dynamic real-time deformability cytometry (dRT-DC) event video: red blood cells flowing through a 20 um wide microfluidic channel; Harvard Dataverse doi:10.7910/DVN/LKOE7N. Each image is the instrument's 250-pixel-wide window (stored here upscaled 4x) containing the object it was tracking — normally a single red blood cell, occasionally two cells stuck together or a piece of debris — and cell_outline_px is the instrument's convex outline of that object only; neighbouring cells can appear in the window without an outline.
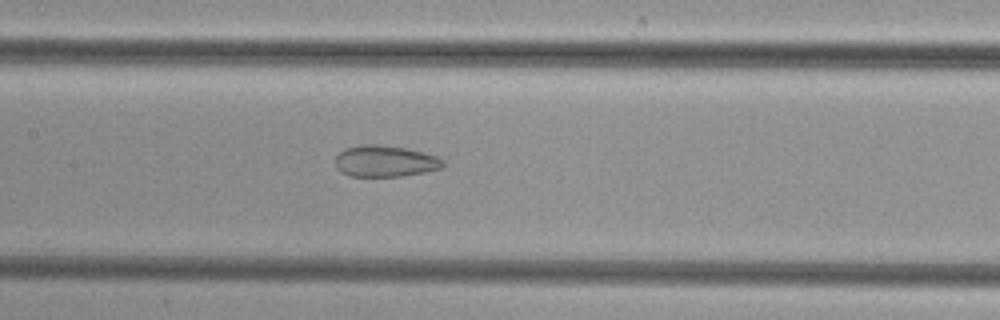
{"species": "common noctule bat (a hibernating species)", "species_latin": "Nyctalus noctula", "temperature_condition": "cold", "stored_images_in_passage": 50, "camera_frame_rate_fps": 3000, "um_per_image_px": 0.085, "animal": {"sex": "female", "body_mass_g": 29.2, "forearm_length_mm": 56.3}, "frame": {"image": 1, "passage_image": 24, "time_ms": 7.667, "image_size_px": [1000, 320], "cell_outline_px": [[444, 164], [440, 168], [424, 172], [400, 176], [348, 176], [340, 172], [336, 168], [336, 156], [340, 152], [348, 148], [360, 144], [376, 144], [404, 148], [424, 152], [436, 156], [444, 160]], "centroid_in_image_um": [32.71, 13.7], "position_along_channel_um": 174.7, "area_um2": 19.59}}
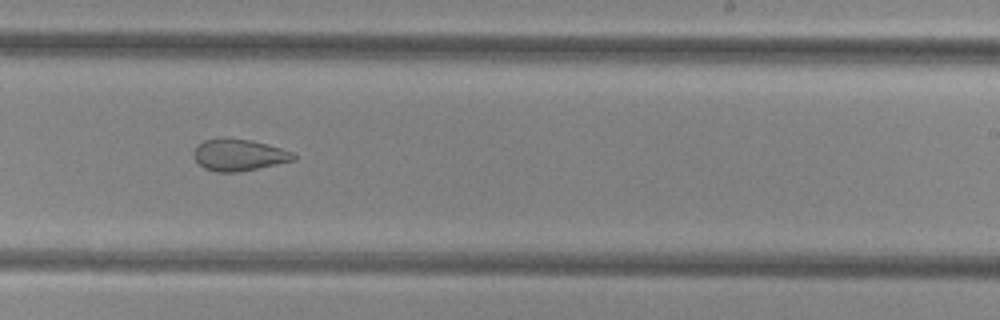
{"frame": {"image": 2, "passage_image": 31, "time_ms": 10.0, "image_size_px": [1000, 320], "cell_outline_px": [[296, 160], [240, 172], [216, 172], [204, 168], [196, 160], [192, 152], [204, 140], [220, 136], [228, 136], [252, 140], [280, 148], [292, 152], [296, 156]], "centroid_in_image_um": [20.29, 13.15], "position_along_channel_um": 268.7, "area_um2": 18.73}}
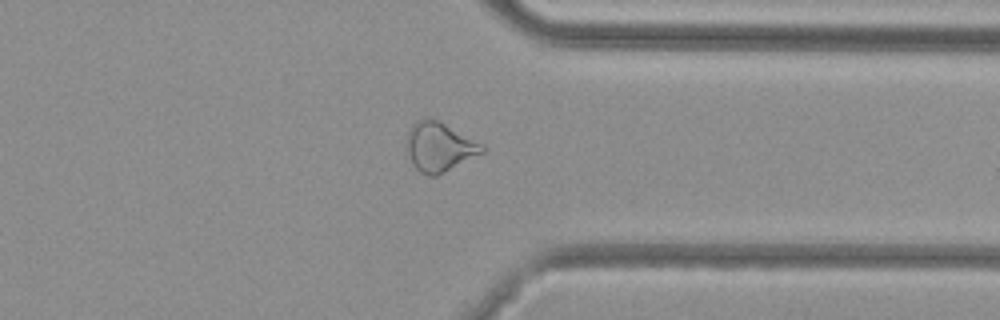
{"frame": {"image": 3, "passage_image": 39, "time_ms": 12.667, "image_size_px": [1000, 320], "cell_outline_px": [[484, 152], [436, 176], [428, 176], [420, 172], [412, 164], [408, 152], [408, 132], [412, 124], [424, 116], [440, 120], [484, 144]], "centroid_in_image_um": [37.36, 12.45], "position_along_channel_um": 374.0, "area_um2": 21.68}}